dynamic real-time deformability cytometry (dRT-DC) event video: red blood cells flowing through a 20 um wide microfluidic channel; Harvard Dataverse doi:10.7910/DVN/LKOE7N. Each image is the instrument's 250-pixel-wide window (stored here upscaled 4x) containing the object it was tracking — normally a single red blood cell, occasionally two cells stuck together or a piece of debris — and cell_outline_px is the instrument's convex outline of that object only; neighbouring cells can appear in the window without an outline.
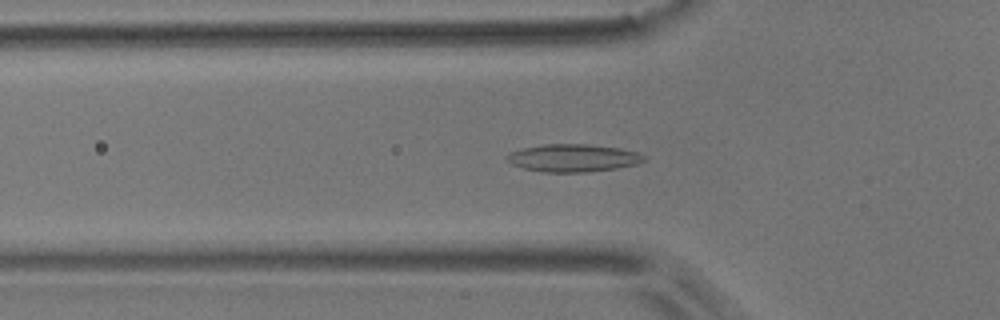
{"species": "common noctule bat (a hibernating species)", "species_latin": "Nyctalus noctula", "temperature_condition": "room temperature", "stored_images_in_passage": 53, "camera_frame_rate_fps": 3000, "um_per_image_px": 0.085, "animal": {"sex": "male", "body_mass_g": 17.9}, "frame": {"image": 1, "passage_image": 17, "time_ms": 5.333, "image_size_px": [1000, 320], "cell_outline_px": [[648, 160], [636, 164], [616, 168], [588, 172], [544, 172], [524, 168], [512, 164], [504, 156], [508, 152], [520, 148], [544, 144], [588, 144], [620, 148], [636, 152], [644, 156]], "centroid_in_image_um": [48.69, 13.42], "position_along_channel_um": 77.1, "area_um2": 22.2}}
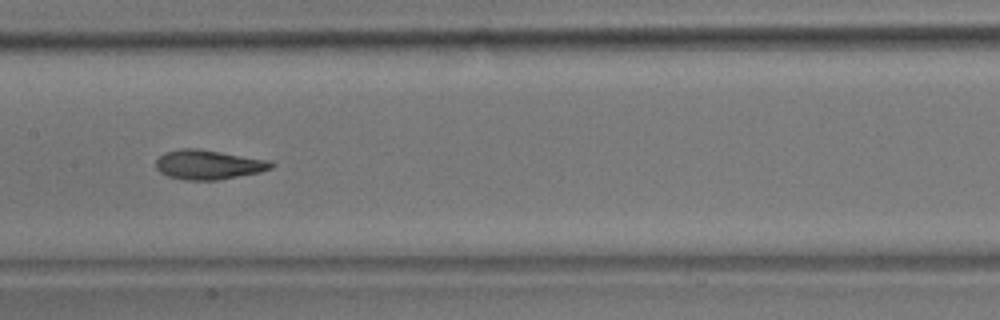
{"frame": {"image": 2, "passage_image": 26, "time_ms": 8.333, "image_size_px": [1000, 320], "cell_outline_px": [[276, 164], [272, 168], [260, 172], [216, 180], [184, 180], [168, 176], [160, 172], [156, 168], [156, 160], [164, 152], [180, 148], [196, 148], [268, 160]], "centroid_in_image_um": [17.69, 13.99], "position_along_channel_um": 189.7, "area_um2": 19.71}}
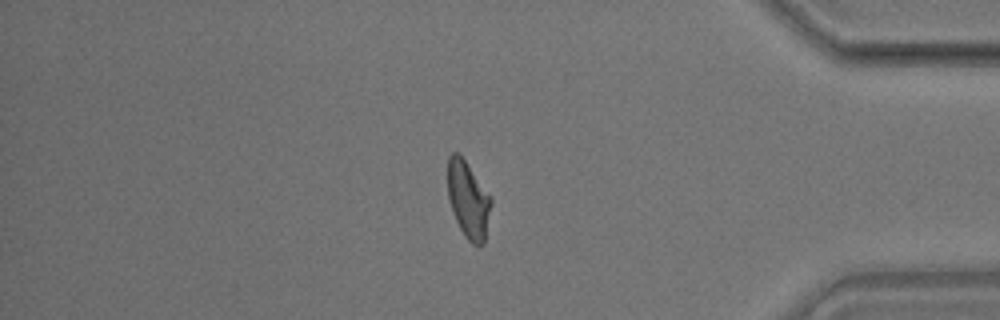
{"frame": {"image": 3, "passage_image": 45, "time_ms": 14.667, "image_size_px": [1000, 320], "cell_outline_px": [[492, 204], [484, 244], [472, 244], [464, 236], [456, 220], [448, 196], [448, 156], [452, 152], [456, 152], [464, 160], [492, 196]], "centroid_in_image_um": [39.82, 16.99], "position_along_channel_um": 395.4, "area_um2": 19.31}, "authors_computed_cell_mechanics": {"area_um2": 19.8254, "velocity_mm_per_s": 3.7215, "shape_relaxation_time_tau1_ms": null, "shape_relaxation_time_tau2_ms": 1.507, "deformation_change_tau1": null, "deformation_change_tau2": 0.0798}}